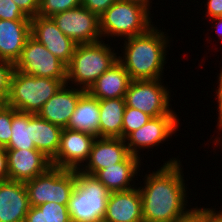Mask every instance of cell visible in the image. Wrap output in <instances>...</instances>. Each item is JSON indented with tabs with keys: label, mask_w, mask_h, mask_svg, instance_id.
Segmentation results:
<instances>
[{
	"label": "cell",
	"mask_w": 222,
	"mask_h": 222,
	"mask_svg": "<svg viewBox=\"0 0 222 222\" xmlns=\"http://www.w3.org/2000/svg\"><path fill=\"white\" fill-rule=\"evenodd\" d=\"M180 163L172 158L145 175L144 187H139L144 222H177L195 210L186 208L188 193Z\"/></svg>",
	"instance_id": "6da1fadb"
},
{
	"label": "cell",
	"mask_w": 222,
	"mask_h": 222,
	"mask_svg": "<svg viewBox=\"0 0 222 222\" xmlns=\"http://www.w3.org/2000/svg\"><path fill=\"white\" fill-rule=\"evenodd\" d=\"M165 32L152 26L146 33L124 40L123 57L118 61L132 80L161 79L169 41ZM123 58V59H122Z\"/></svg>",
	"instance_id": "7a4b0ae2"
},
{
	"label": "cell",
	"mask_w": 222,
	"mask_h": 222,
	"mask_svg": "<svg viewBox=\"0 0 222 222\" xmlns=\"http://www.w3.org/2000/svg\"><path fill=\"white\" fill-rule=\"evenodd\" d=\"M103 42V43H102ZM101 40L95 43L77 44L67 65L66 84L70 81L79 89L88 91L106 70L118 61L117 53Z\"/></svg>",
	"instance_id": "3957f363"
},
{
	"label": "cell",
	"mask_w": 222,
	"mask_h": 222,
	"mask_svg": "<svg viewBox=\"0 0 222 222\" xmlns=\"http://www.w3.org/2000/svg\"><path fill=\"white\" fill-rule=\"evenodd\" d=\"M150 3L136 0H117L99 16L103 37L117 36L124 39L146 33L152 26Z\"/></svg>",
	"instance_id": "277c9868"
},
{
	"label": "cell",
	"mask_w": 222,
	"mask_h": 222,
	"mask_svg": "<svg viewBox=\"0 0 222 222\" xmlns=\"http://www.w3.org/2000/svg\"><path fill=\"white\" fill-rule=\"evenodd\" d=\"M110 192L94 176L76 170V186L68 203L72 222H101Z\"/></svg>",
	"instance_id": "5b68a950"
},
{
	"label": "cell",
	"mask_w": 222,
	"mask_h": 222,
	"mask_svg": "<svg viewBox=\"0 0 222 222\" xmlns=\"http://www.w3.org/2000/svg\"><path fill=\"white\" fill-rule=\"evenodd\" d=\"M63 84L61 80L27 75L14 69L6 104L17 111L37 114Z\"/></svg>",
	"instance_id": "8992f818"
},
{
	"label": "cell",
	"mask_w": 222,
	"mask_h": 222,
	"mask_svg": "<svg viewBox=\"0 0 222 222\" xmlns=\"http://www.w3.org/2000/svg\"><path fill=\"white\" fill-rule=\"evenodd\" d=\"M30 206L44 203L68 205L76 186V170L51 166L45 173L24 182Z\"/></svg>",
	"instance_id": "52a82bcc"
},
{
	"label": "cell",
	"mask_w": 222,
	"mask_h": 222,
	"mask_svg": "<svg viewBox=\"0 0 222 222\" xmlns=\"http://www.w3.org/2000/svg\"><path fill=\"white\" fill-rule=\"evenodd\" d=\"M162 79L132 80L124 100L127 107L141 110L152 118L169 114L170 95Z\"/></svg>",
	"instance_id": "ba28073f"
},
{
	"label": "cell",
	"mask_w": 222,
	"mask_h": 222,
	"mask_svg": "<svg viewBox=\"0 0 222 222\" xmlns=\"http://www.w3.org/2000/svg\"><path fill=\"white\" fill-rule=\"evenodd\" d=\"M14 68L27 75L57 79L66 84L67 65L32 36L26 41Z\"/></svg>",
	"instance_id": "9c48e42d"
},
{
	"label": "cell",
	"mask_w": 222,
	"mask_h": 222,
	"mask_svg": "<svg viewBox=\"0 0 222 222\" xmlns=\"http://www.w3.org/2000/svg\"><path fill=\"white\" fill-rule=\"evenodd\" d=\"M51 18L57 27L77 44L102 40L99 16L83 5L54 14Z\"/></svg>",
	"instance_id": "30bf717a"
},
{
	"label": "cell",
	"mask_w": 222,
	"mask_h": 222,
	"mask_svg": "<svg viewBox=\"0 0 222 222\" xmlns=\"http://www.w3.org/2000/svg\"><path fill=\"white\" fill-rule=\"evenodd\" d=\"M95 139L96 136L91 133L63 128L58 152L51 160L52 166L80 170L89 158Z\"/></svg>",
	"instance_id": "8fae6325"
},
{
	"label": "cell",
	"mask_w": 222,
	"mask_h": 222,
	"mask_svg": "<svg viewBox=\"0 0 222 222\" xmlns=\"http://www.w3.org/2000/svg\"><path fill=\"white\" fill-rule=\"evenodd\" d=\"M179 124L177 114L173 110L167 115L151 118L124 139L129 153L139 157L141 155L138 153L141 148L159 146V143L166 141L178 130Z\"/></svg>",
	"instance_id": "7c38bea8"
},
{
	"label": "cell",
	"mask_w": 222,
	"mask_h": 222,
	"mask_svg": "<svg viewBox=\"0 0 222 222\" xmlns=\"http://www.w3.org/2000/svg\"><path fill=\"white\" fill-rule=\"evenodd\" d=\"M31 36L42 43L53 55L68 65L77 43L67 37L51 17L36 15L31 18Z\"/></svg>",
	"instance_id": "4fadbf2b"
},
{
	"label": "cell",
	"mask_w": 222,
	"mask_h": 222,
	"mask_svg": "<svg viewBox=\"0 0 222 222\" xmlns=\"http://www.w3.org/2000/svg\"><path fill=\"white\" fill-rule=\"evenodd\" d=\"M9 179L26 182L45 173L51 160L37 149H6Z\"/></svg>",
	"instance_id": "5bb4252c"
},
{
	"label": "cell",
	"mask_w": 222,
	"mask_h": 222,
	"mask_svg": "<svg viewBox=\"0 0 222 222\" xmlns=\"http://www.w3.org/2000/svg\"><path fill=\"white\" fill-rule=\"evenodd\" d=\"M129 155L124 139L96 137L89 158L80 171L95 175L101 169L123 162Z\"/></svg>",
	"instance_id": "9a60e30c"
},
{
	"label": "cell",
	"mask_w": 222,
	"mask_h": 222,
	"mask_svg": "<svg viewBox=\"0 0 222 222\" xmlns=\"http://www.w3.org/2000/svg\"><path fill=\"white\" fill-rule=\"evenodd\" d=\"M63 84L60 89L42 106L37 115L59 127L67 128L79 98L85 90ZM71 89H70V88Z\"/></svg>",
	"instance_id": "2e32d148"
},
{
	"label": "cell",
	"mask_w": 222,
	"mask_h": 222,
	"mask_svg": "<svg viewBox=\"0 0 222 222\" xmlns=\"http://www.w3.org/2000/svg\"><path fill=\"white\" fill-rule=\"evenodd\" d=\"M30 207L24 182H0V222H24Z\"/></svg>",
	"instance_id": "e0dca14e"
},
{
	"label": "cell",
	"mask_w": 222,
	"mask_h": 222,
	"mask_svg": "<svg viewBox=\"0 0 222 222\" xmlns=\"http://www.w3.org/2000/svg\"><path fill=\"white\" fill-rule=\"evenodd\" d=\"M103 222H144L139 188L110 192Z\"/></svg>",
	"instance_id": "ac0fdd59"
},
{
	"label": "cell",
	"mask_w": 222,
	"mask_h": 222,
	"mask_svg": "<svg viewBox=\"0 0 222 222\" xmlns=\"http://www.w3.org/2000/svg\"><path fill=\"white\" fill-rule=\"evenodd\" d=\"M31 36V20L0 19V59L13 64Z\"/></svg>",
	"instance_id": "d6986e66"
},
{
	"label": "cell",
	"mask_w": 222,
	"mask_h": 222,
	"mask_svg": "<svg viewBox=\"0 0 222 222\" xmlns=\"http://www.w3.org/2000/svg\"><path fill=\"white\" fill-rule=\"evenodd\" d=\"M132 79L123 65L117 61L88 89L98 100L124 98Z\"/></svg>",
	"instance_id": "ffe728a7"
},
{
	"label": "cell",
	"mask_w": 222,
	"mask_h": 222,
	"mask_svg": "<svg viewBox=\"0 0 222 222\" xmlns=\"http://www.w3.org/2000/svg\"><path fill=\"white\" fill-rule=\"evenodd\" d=\"M140 157L130 154L123 162L99 170L94 176L109 192L127 191L133 189L131 181L138 169L141 170Z\"/></svg>",
	"instance_id": "44dd1931"
},
{
	"label": "cell",
	"mask_w": 222,
	"mask_h": 222,
	"mask_svg": "<svg viewBox=\"0 0 222 222\" xmlns=\"http://www.w3.org/2000/svg\"><path fill=\"white\" fill-rule=\"evenodd\" d=\"M67 129L88 132L99 137V100L86 91L79 98Z\"/></svg>",
	"instance_id": "7402d4cb"
},
{
	"label": "cell",
	"mask_w": 222,
	"mask_h": 222,
	"mask_svg": "<svg viewBox=\"0 0 222 222\" xmlns=\"http://www.w3.org/2000/svg\"><path fill=\"white\" fill-rule=\"evenodd\" d=\"M124 98L99 100V137L122 138Z\"/></svg>",
	"instance_id": "603a6c76"
},
{
	"label": "cell",
	"mask_w": 222,
	"mask_h": 222,
	"mask_svg": "<svg viewBox=\"0 0 222 222\" xmlns=\"http://www.w3.org/2000/svg\"><path fill=\"white\" fill-rule=\"evenodd\" d=\"M62 128L34 114L31 117V134L35 148L52 160L59 149Z\"/></svg>",
	"instance_id": "cb8c5ba5"
},
{
	"label": "cell",
	"mask_w": 222,
	"mask_h": 222,
	"mask_svg": "<svg viewBox=\"0 0 222 222\" xmlns=\"http://www.w3.org/2000/svg\"><path fill=\"white\" fill-rule=\"evenodd\" d=\"M33 113L17 111L13 108L11 138L5 149H36L31 134Z\"/></svg>",
	"instance_id": "d4e9b609"
},
{
	"label": "cell",
	"mask_w": 222,
	"mask_h": 222,
	"mask_svg": "<svg viewBox=\"0 0 222 222\" xmlns=\"http://www.w3.org/2000/svg\"><path fill=\"white\" fill-rule=\"evenodd\" d=\"M152 117L141 110L125 107L122 124V139H125L131 132L136 131L145 125Z\"/></svg>",
	"instance_id": "484cf974"
},
{
	"label": "cell",
	"mask_w": 222,
	"mask_h": 222,
	"mask_svg": "<svg viewBox=\"0 0 222 222\" xmlns=\"http://www.w3.org/2000/svg\"><path fill=\"white\" fill-rule=\"evenodd\" d=\"M82 5V0H40L38 16L52 17L54 14L64 12Z\"/></svg>",
	"instance_id": "4316f807"
},
{
	"label": "cell",
	"mask_w": 222,
	"mask_h": 222,
	"mask_svg": "<svg viewBox=\"0 0 222 222\" xmlns=\"http://www.w3.org/2000/svg\"><path fill=\"white\" fill-rule=\"evenodd\" d=\"M38 208L44 212L45 222H72L68 205L47 202L39 205Z\"/></svg>",
	"instance_id": "83f0119b"
},
{
	"label": "cell",
	"mask_w": 222,
	"mask_h": 222,
	"mask_svg": "<svg viewBox=\"0 0 222 222\" xmlns=\"http://www.w3.org/2000/svg\"><path fill=\"white\" fill-rule=\"evenodd\" d=\"M13 108L8 104H0V148H5L12 135Z\"/></svg>",
	"instance_id": "f1b7e54d"
},
{
	"label": "cell",
	"mask_w": 222,
	"mask_h": 222,
	"mask_svg": "<svg viewBox=\"0 0 222 222\" xmlns=\"http://www.w3.org/2000/svg\"><path fill=\"white\" fill-rule=\"evenodd\" d=\"M14 64L0 59V104L7 101Z\"/></svg>",
	"instance_id": "f546056e"
},
{
	"label": "cell",
	"mask_w": 222,
	"mask_h": 222,
	"mask_svg": "<svg viewBox=\"0 0 222 222\" xmlns=\"http://www.w3.org/2000/svg\"><path fill=\"white\" fill-rule=\"evenodd\" d=\"M0 19L2 20H31L13 0H0Z\"/></svg>",
	"instance_id": "4dcf8cb0"
},
{
	"label": "cell",
	"mask_w": 222,
	"mask_h": 222,
	"mask_svg": "<svg viewBox=\"0 0 222 222\" xmlns=\"http://www.w3.org/2000/svg\"><path fill=\"white\" fill-rule=\"evenodd\" d=\"M116 1L117 0H82V5L100 16Z\"/></svg>",
	"instance_id": "1f68e13d"
},
{
	"label": "cell",
	"mask_w": 222,
	"mask_h": 222,
	"mask_svg": "<svg viewBox=\"0 0 222 222\" xmlns=\"http://www.w3.org/2000/svg\"><path fill=\"white\" fill-rule=\"evenodd\" d=\"M21 11L30 19L39 12L40 0H13Z\"/></svg>",
	"instance_id": "d6a6232c"
},
{
	"label": "cell",
	"mask_w": 222,
	"mask_h": 222,
	"mask_svg": "<svg viewBox=\"0 0 222 222\" xmlns=\"http://www.w3.org/2000/svg\"><path fill=\"white\" fill-rule=\"evenodd\" d=\"M200 222H222V214L215 209L200 208Z\"/></svg>",
	"instance_id": "836d02e7"
},
{
	"label": "cell",
	"mask_w": 222,
	"mask_h": 222,
	"mask_svg": "<svg viewBox=\"0 0 222 222\" xmlns=\"http://www.w3.org/2000/svg\"><path fill=\"white\" fill-rule=\"evenodd\" d=\"M207 1V14L209 18L222 17V0Z\"/></svg>",
	"instance_id": "e575fe53"
},
{
	"label": "cell",
	"mask_w": 222,
	"mask_h": 222,
	"mask_svg": "<svg viewBox=\"0 0 222 222\" xmlns=\"http://www.w3.org/2000/svg\"><path fill=\"white\" fill-rule=\"evenodd\" d=\"M24 222H45L44 212H42L37 206H31Z\"/></svg>",
	"instance_id": "d590c367"
},
{
	"label": "cell",
	"mask_w": 222,
	"mask_h": 222,
	"mask_svg": "<svg viewBox=\"0 0 222 222\" xmlns=\"http://www.w3.org/2000/svg\"><path fill=\"white\" fill-rule=\"evenodd\" d=\"M9 179L8 162L5 148H0V182Z\"/></svg>",
	"instance_id": "8d00e7d4"
},
{
	"label": "cell",
	"mask_w": 222,
	"mask_h": 222,
	"mask_svg": "<svg viewBox=\"0 0 222 222\" xmlns=\"http://www.w3.org/2000/svg\"><path fill=\"white\" fill-rule=\"evenodd\" d=\"M222 69V68H221ZM218 89H216L217 91H216V93H217V102H218V107L219 108H217L218 109V114H219V116H218V120H222V70L220 71V73H219V75H218Z\"/></svg>",
	"instance_id": "74e56055"
},
{
	"label": "cell",
	"mask_w": 222,
	"mask_h": 222,
	"mask_svg": "<svg viewBox=\"0 0 222 222\" xmlns=\"http://www.w3.org/2000/svg\"><path fill=\"white\" fill-rule=\"evenodd\" d=\"M177 222H200V208H195L186 218Z\"/></svg>",
	"instance_id": "f35d334b"
},
{
	"label": "cell",
	"mask_w": 222,
	"mask_h": 222,
	"mask_svg": "<svg viewBox=\"0 0 222 222\" xmlns=\"http://www.w3.org/2000/svg\"><path fill=\"white\" fill-rule=\"evenodd\" d=\"M213 21H217L214 26L216 27V34L218 33V37H220L219 40L222 41V17H215L213 18L212 22Z\"/></svg>",
	"instance_id": "ab89813d"
},
{
	"label": "cell",
	"mask_w": 222,
	"mask_h": 222,
	"mask_svg": "<svg viewBox=\"0 0 222 222\" xmlns=\"http://www.w3.org/2000/svg\"><path fill=\"white\" fill-rule=\"evenodd\" d=\"M217 126L219 127L218 129H219V132H220V130L222 131V120H218V123H217ZM219 139V140H218ZM221 140H222V138H221ZM220 140V138L219 137H217V138H215V141H214V144H220L221 143V146H222V141ZM222 148V147H221Z\"/></svg>",
	"instance_id": "60d3db41"
},
{
	"label": "cell",
	"mask_w": 222,
	"mask_h": 222,
	"mask_svg": "<svg viewBox=\"0 0 222 222\" xmlns=\"http://www.w3.org/2000/svg\"><path fill=\"white\" fill-rule=\"evenodd\" d=\"M136 1H139V2H145V3H152L151 0H136ZM151 1V2H150Z\"/></svg>",
	"instance_id": "b9f144b4"
}]
</instances>
